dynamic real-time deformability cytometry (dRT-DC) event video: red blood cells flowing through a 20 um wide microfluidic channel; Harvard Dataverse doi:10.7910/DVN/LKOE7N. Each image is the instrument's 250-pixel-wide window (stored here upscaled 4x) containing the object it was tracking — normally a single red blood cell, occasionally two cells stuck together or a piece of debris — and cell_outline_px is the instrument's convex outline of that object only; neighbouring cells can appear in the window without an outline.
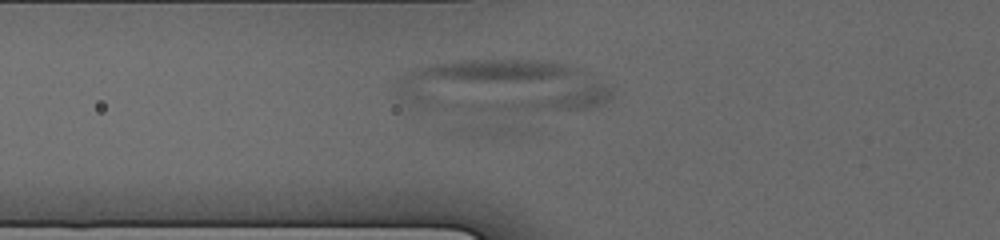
{"species": "human", "species_latin": "Homo sapiens", "temperature_condition": "cold", "stored_images_in_passage": 2, "camera_frame_rate_fps": 3000, "um_per_image_px": 0.085, "donor": {"sex": "male"}, "frame": {"image": 1, "passage_image": 2, "time_ms": 0.667, "image_size_px": [1000, 240], "cell_outline_px": [[612, 96], [604, 104], [596, 108], [520, 136], [460, 136], [456, 132], [456, 128], [472, 104], [588, 84], [600, 84], [608, 88], [612, 92]], "centroid_in_image_um": [45.12, 9.44], "position_along_channel_um": 80.7, "area_um2": 34.68}}